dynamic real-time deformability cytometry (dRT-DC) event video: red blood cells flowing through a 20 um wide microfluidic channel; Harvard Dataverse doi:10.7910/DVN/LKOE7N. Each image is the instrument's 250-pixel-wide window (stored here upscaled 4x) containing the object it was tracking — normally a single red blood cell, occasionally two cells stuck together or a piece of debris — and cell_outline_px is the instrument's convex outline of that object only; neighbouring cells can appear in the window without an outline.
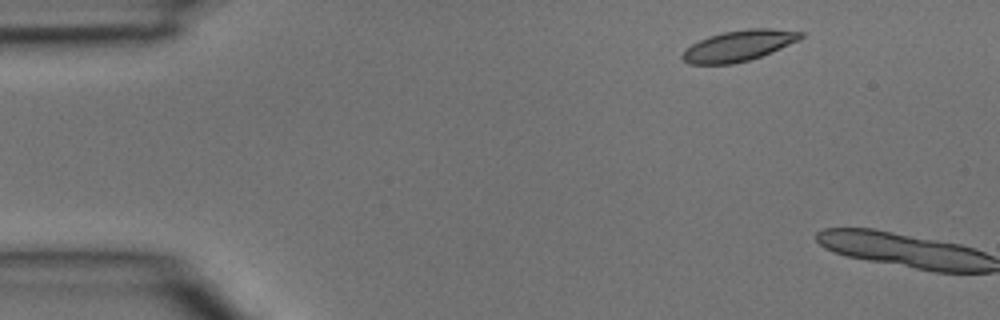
{"species": "common noctule bat (a hibernating species)", "species_latin": "Nyctalus noctula", "temperature_condition": "room temperature", "stored_images_in_passage": 2, "camera_frame_rate_fps": 3000, "um_per_image_px": 0.085, "animal": {"sex": "male", "body_mass_g": 15.6}, "frame": {"image": 1, "passage_image": 1, "time_ms": 0.0, "image_size_px": [1000, 320], "cell_outline_px": [[804, 36], [800, 40], [772, 52], [748, 60], [732, 64], [688, 64], [680, 56], [692, 44], [708, 36], [724, 32], [748, 28], [772, 28], [804, 32]], "centroid_in_image_um": [62.83, 3.88], "position_along_channel_um": 22.2, "area_um2": 21.21}}